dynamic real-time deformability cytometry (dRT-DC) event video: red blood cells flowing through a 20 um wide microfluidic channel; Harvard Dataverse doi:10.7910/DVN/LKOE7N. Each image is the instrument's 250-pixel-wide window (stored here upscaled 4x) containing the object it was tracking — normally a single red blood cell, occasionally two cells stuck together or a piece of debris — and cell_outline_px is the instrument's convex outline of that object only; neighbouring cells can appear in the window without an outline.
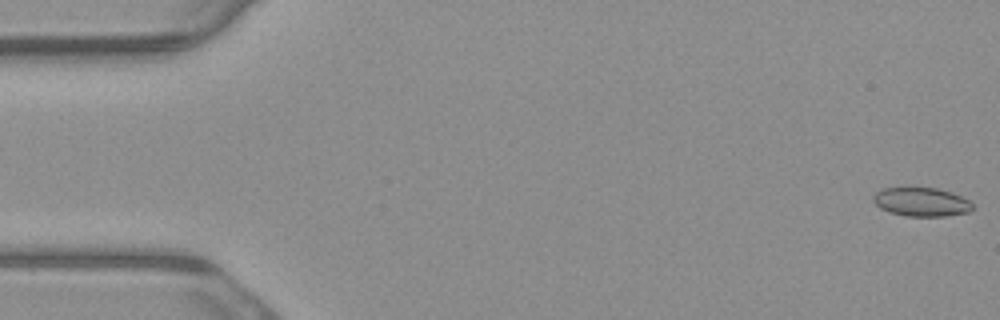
{"species": "common noctule bat (a hibernating species)", "species_latin": "Nyctalus noctula", "temperature_condition": "warm", "stored_images_in_passage": 5, "camera_frame_rate_fps": 3000, "um_per_image_px": 0.085, "animal": {"sex": "male", "body_mass_g": 23.1, "forearm_length_mm": 52.7}, "frame": {"image": 1, "passage_image": 1, "time_ms": 0.0, "image_size_px": [1000, 320], "cell_outline_px": [[972, 208], [968, 212], [948, 216], [904, 216], [888, 212], [880, 208], [872, 200], [872, 196], [880, 188], [904, 184], [936, 188], [952, 192], [968, 200], [972, 204]], "centroid_in_image_um": [78.22, 17.11], "position_along_channel_um": 6.8, "area_um2": 17.51}}
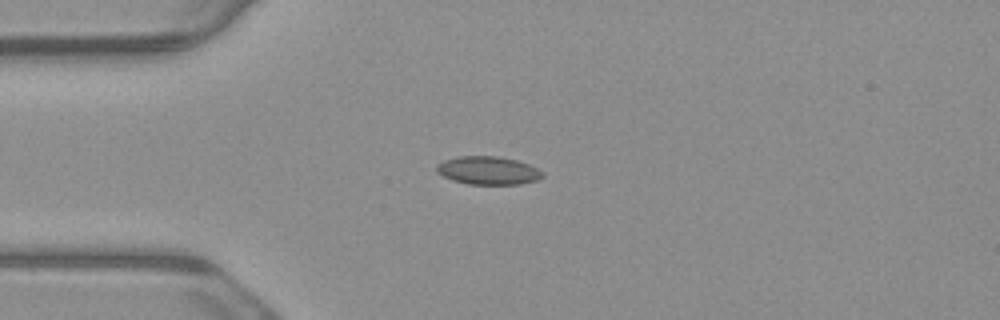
{"frame": {"image": 2, "passage_image": 4, "time_ms": 1.0, "image_size_px": [1000, 320], "cell_outline_px": [[544, 176], [536, 180], [520, 184], [468, 184], [452, 180], [436, 172], [436, 164], [444, 160], [456, 156], [500, 156], [516, 160], [528, 164], [544, 172]], "centroid_in_image_um": [41.47, 14.48], "position_along_channel_um": 43.5, "area_um2": 17.46}}
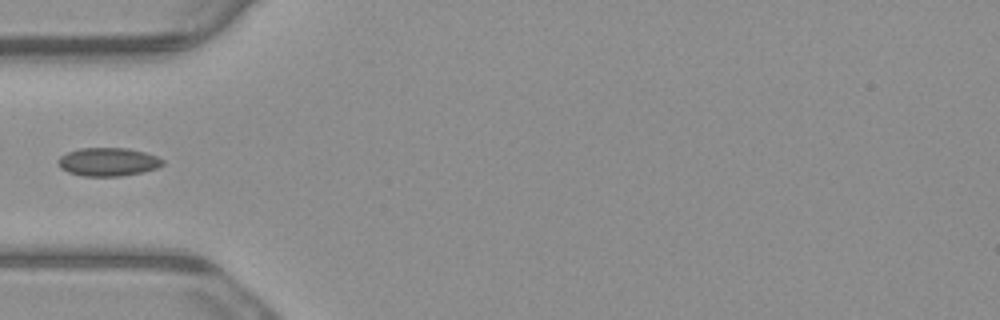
{"frame": {"image": 3, "passage_image": 5, "time_ms": 1.333, "image_size_px": [1000, 320], "cell_outline_px": [[164, 164], [156, 168], [144, 172], [120, 176], [84, 176], [68, 172], [60, 168], [56, 160], [60, 156], [68, 152], [80, 148], [128, 148], [144, 152], [156, 156], [164, 160]], "centroid_in_image_um": [9.18, 13.76], "position_along_channel_um": 75.8, "area_um2": 17.34}}